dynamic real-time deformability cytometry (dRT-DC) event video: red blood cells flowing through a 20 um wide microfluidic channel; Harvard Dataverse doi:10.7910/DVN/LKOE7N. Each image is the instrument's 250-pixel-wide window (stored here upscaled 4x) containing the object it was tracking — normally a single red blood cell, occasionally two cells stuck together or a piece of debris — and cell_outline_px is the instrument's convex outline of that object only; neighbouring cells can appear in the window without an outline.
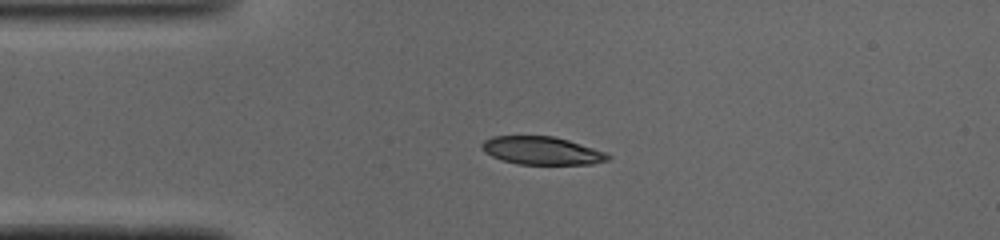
{"species": "common noctule bat (a hibernating species)", "species_latin": "Nyctalus noctula", "temperature_condition": "cold", "stored_images_in_passage": 25, "camera_frame_rate_fps": 3000, "um_per_image_px": 0.085, "animal": {"sex": "male", "body_mass_g": 19.0, "forearm_length_mm": 50.8}, "frame": {"image": 1, "passage_image": 1, "time_ms": 0.0, "image_size_px": [1000, 240], "cell_outline_px": [[592, 156], [584, 160], [568, 164], [532, 164], [512, 136], [540, 136], [560, 140], [584, 148], [592, 152]], "centroid_in_image_um": [46.83, 12.8], "position_along_channel_um": 38.2, "area_um2": 11.1}}
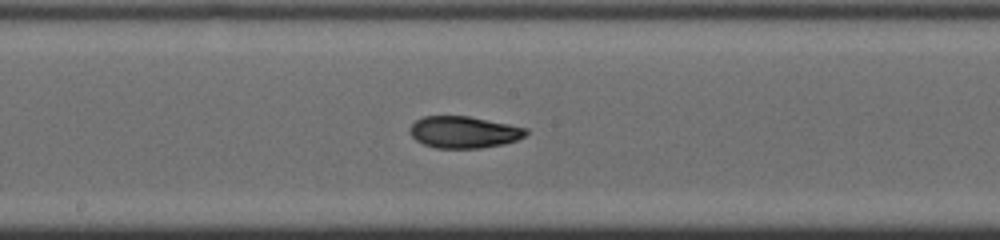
{"frame": {"image": 2, "passage_image": 15, "time_ms": 4.667, "image_size_px": [1000, 240], "cell_outline_px": [[524, 132], [520, 136], [508, 140], [488, 144], [432, 144], [424, 140], [420, 124], [424, 120], [440, 116], [456, 116], [496, 124], [512, 128]], "centroid_in_image_um": [39.52, 11.16], "position_along_channel_um": 208.7, "area_um2": 15.55}}
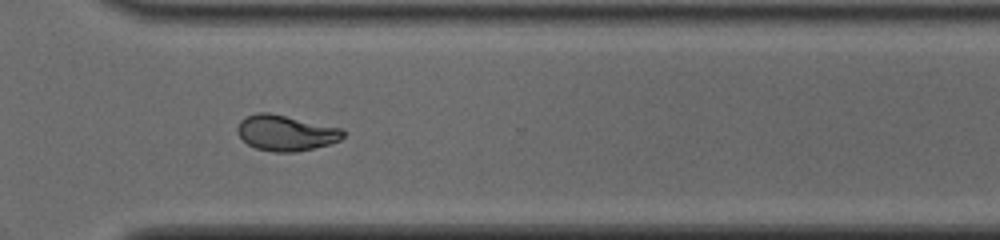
{"frame": {"image": 3, "passage_image": 25, "time_ms": 8.0, "image_size_px": [1000, 240], "cell_outline_px": [[340, 136], [332, 140], [320, 144], [304, 148], [264, 148], [252, 116], [276, 116], [340, 132]], "centroid_in_image_um": [24.72, 11.32], "position_along_channel_um": 345.9, "area_um2": 13.93}}